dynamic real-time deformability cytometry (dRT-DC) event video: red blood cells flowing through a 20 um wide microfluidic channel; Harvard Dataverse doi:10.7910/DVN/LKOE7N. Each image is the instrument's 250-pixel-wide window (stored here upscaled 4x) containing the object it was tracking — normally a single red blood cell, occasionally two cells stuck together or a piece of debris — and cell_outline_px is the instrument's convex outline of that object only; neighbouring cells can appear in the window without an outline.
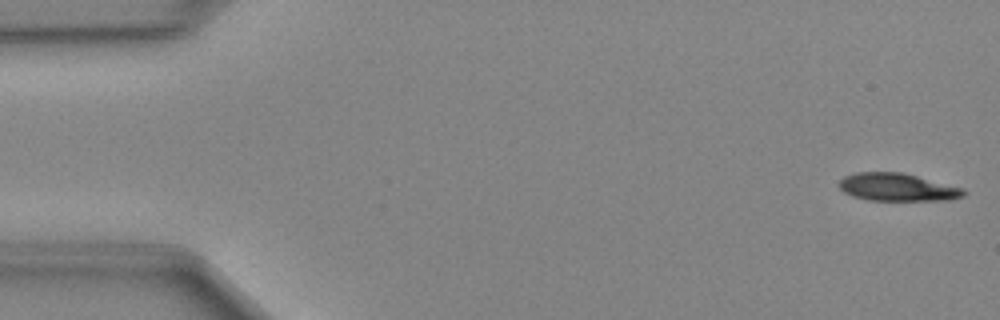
{"species": "Egyptian fruit bat (a non-hibernating species)", "species_latin": "Rousettus aegyptiacus", "temperature_condition": "cold", "stored_images_in_passage": 48, "camera_frame_rate_fps": 3000, "um_per_image_px": 0.085, "animal": {"sex": "female"}, "frame": {"image": 1, "passage_image": 1, "time_ms": 0.0, "image_size_px": [1000, 320], "cell_outline_px": [[968, 192], [964, 196], [948, 200], [868, 200], [852, 196], [844, 192], [840, 188], [840, 180], [844, 176], [856, 172], [904, 172], [964, 188]], "centroid_in_image_um": [76.31, 15.9], "position_along_channel_um": 8.7, "area_um2": 20.29}}
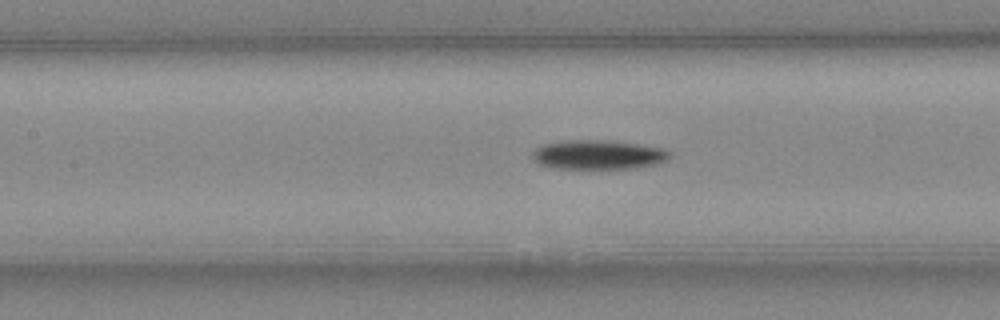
{"frame": {"image": 2, "passage_image": 21, "time_ms": 6.667, "image_size_px": [1000, 320], "cell_outline_px": [[668, 156], [660, 164], [636, 168], [552, 168], [536, 164], [532, 160], [532, 152], [536, 148], [544, 144], [560, 140], [604, 140], [636, 144], [660, 148], [668, 152]], "centroid_in_image_um": [50.74, 13.16], "position_along_channel_um": 156.7, "area_um2": 23.35}}
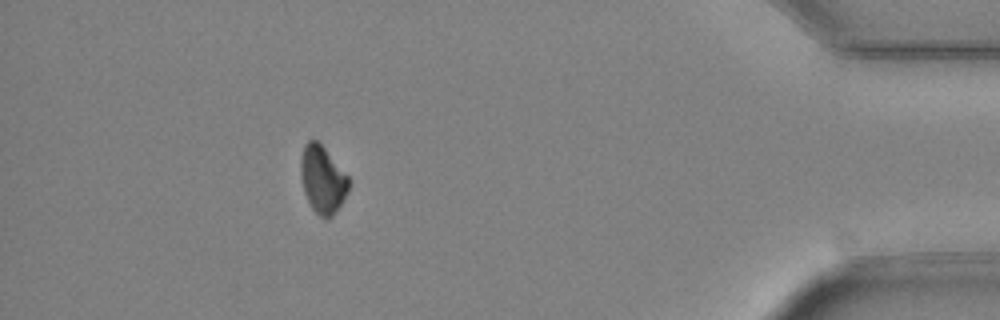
{"frame": {"image": 3, "passage_image": 43, "time_ms": 14.0, "image_size_px": [1000, 320], "cell_outline_px": [[348, 188], [340, 204], [332, 216], [328, 220], [320, 216], [312, 208], [304, 192], [300, 176], [300, 160], [304, 144], [308, 140], [316, 140], [324, 148], [348, 176]], "centroid_in_image_um": [27.38, 15.25], "position_along_channel_um": 407.8, "area_um2": 18.5}}